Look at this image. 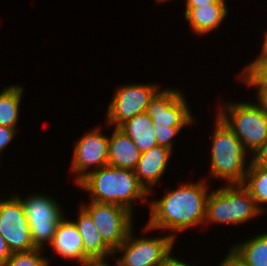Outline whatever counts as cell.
<instances>
[{"label":"cell","mask_w":267,"mask_h":266,"mask_svg":"<svg viewBox=\"0 0 267 266\" xmlns=\"http://www.w3.org/2000/svg\"><path fill=\"white\" fill-rule=\"evenodd\" d=\"M141 157L134 142L118 127H114L108 143V165L133 170Z\"/></svg>","instance_id":"e0dca14e"},{"label":"cell","mask_w":267,"mask_h":266,"mask_svg":"<svg viewBox=\"0 0 267 266\" xmlns=\"http://www.w3.org/2000/svg\"><path fill=\"white\" fill-rule=\"evenodd\" d=\"M166 1H171V0H156L155 2H157V4H161V3H164Z\"/></svg>","instance_id":"d6a6232c"},{"label":"cell","mask_w":267,"mask_h":266,"mask_svg":"<svg viewBox=\"0 0 267 266\" xmlns=\"http://www.w3.org/2000/svg\"><path fill=\"white\" fill-rule=\"evenodd\" d=\"M176 89H160L146 108V114L153 122L157 144L172 151L174 137L183 128L196 124L184 93Z\"/></svg>","instance_id":"3957f363"},{"label":"cell","mask_w":267,"mask_h":266,"mask_svg":"<svg viewBox=\"0 0 267 266\" xmlns=\"http://www.w3.org/2000/svg\"><path fill=\"white\" fill-rule=\"evenodd\" d=\"M102 132L96 127L75 141L70 170L76 184L88 173L108 165L109 136Z\"/></svg>","instance_id":"7c38bea8"},{"label":"cell","mask_w":267,"mask_h":266,"mask_svg":"<svg viewBox=\"0 0 267 266\" xmlns=\"http://www.w3.org/2000/svg\"><path fill=\"white\" fill-rule=\"evenodd\" d=\"M138 147L141 153L157 146L152 119L146 112L128 119L118 127Z\"/></svg>","instance_id":"ac0fdd59"},{"label":"cell","mask_w":267,"mask_h":266,"mask_svg":"<svg viewBox=\"0 0 267 266\" xmlns=\"http://www.w3.org/2000/svg\"><path fill=\"white\" fill-rule=\"evenodd\" d=\"M214 123L215 128L210 136L212 144L209 176L225 180V185L243 184L251 162V158H246L249 153L217 115Z\"/></svg>","instance_id":"277c9868"},{"label":"cell","mask_w":267,"mask_h":266,"mask_svg":"<svg viewBox=\"0 0 267 266\" xmlns=\"http://www.w3.org/2000/svg\"><path fill=\"white\" fill-rule=\"evenodd\" d=\"M17 132V128H9L0 125V156L7 145L9 146V144H11L10 142L14 139Z\"/></svg>","instance_id":"cb8c5ba5"},{"label":"cell","mask_w":267,"mask_h":266,"mask_svg":"<svg viewBox=\"0 0 267 266\" xmlns=\"http://www.w3.org/2000/svg\"><path fill=\"white\" fill-rule=\"evenodd\" d=\"M49 247L63 259L75 261L81 266L89 259L83 251L82 237L77 226L73 220L66 217L58 223Z\"/></svg>","instance_id":"5bb4252c"},{"label":"cell","mask_w":267,"mask_h":266,"mask_svg":"<svg viewBox=\"0 0 267 266\" xmlns=\"http://www.w3.org/2000/svg\"><path fill=\"white\" fill-rule=\"evenodd\" d=\"M77 213L73 221L82 237L84 253L89 258H115L114 250L103 240L89 213L81 205Z\"/></svg>","instance_id":"2e32d148"},{"label":"cell","mask_w":267,"mask_h":266,"mask_svg":"<svg viewBox=\"0 0 267 266\" xmlns=\"http://www.w3.org/2000/svg\"><path fill=\"white\" fill-rule=\"evenodd\" d=\"M107 258H89L86 263H84L82 266H117V261L116 264L111 265L110 262H107ZM110 263V264H109Z\"/></svg>","instance_id":"4dcf8cb0"},{"label":"cell","mask_w":267,"mask_h":266,"mask_svg":"<svg viewBox=\"0 0 267 266\" xmlns=\"http://www.w3.org/2000/svg\"><path fill=\"white\" fill-rule=\"evenodd\" d=\"M244 241L233 244L229 250L247 266H267V232Z\"/></svg>","instance_id":"d6986e66"},{"label":"cell","mask_w":267,"mask_h":266,"mask_svg":"<svg viewBox=\"0 0 267 266\" xmlns=\"http://www.w3.org/2000/svg\"><path fill=\"white\" fill-rule=\"evenodd\" d=\"M260 53L251 62H267V30H265L264 41Z\"/></svg>","instance_id":"f546056e"},{"label":"cell","mask_w":267,"mask_h":266,"mask_svg":"<svg viewBox=\"0 0 267 266\" xmlns=\"http://www.w3.org/2000/svg\"><path fill=\"white\" fill-rule=\"evenodd\" d=\"M77 186L89 193L90 201L117 204L132 213L135 203L137 205L142 200L148 203L147 197L150 196L133 170L110 165L88 173Z\"/></svg>","instance_id":"7a4b0ae2"},{"label":"cell","mask_w":267,"mask_h":266,"mask_svg":"<svg viewBox=\"0 0 267 266\" xmlns=\"http://www.w3.org/2000/svg\"><path fill=\"white\" fill-rule=\"evenodd\" d=\"M24 86L9 85L0 92V125L17 128Z\"/></svg>","instance_id":"ffe728a7"},{"label":"cell","mask_w":267,"mask_h":266,"mask_svg":"<svg viewBox=\"0 0 267 266\" xmlns=\"http://www.w3.org/2000/svg\"><path fill=\"white\" fill-rule=\"evenodd\" d=\"M42 250L35 249L29 252L12 253L3 266H51L50 259L41 253Z\"/></svg>","instance_id":"7402d4cb"},{"label":"cell","mask_w":267,"mask_h":266,"mask_svg":"<svg viewBox=\"0 0 267 266\" xmlns=\"http://www.w3.org/2000/svg\"><path fill=\"white\" fill-rule=\"evenodd\" d=\"M130 231L127 239L115 251L122 255L117 258L120 266H161L165 258L174 250L176 241L169 235L138 238Z\"/></svg>","instance_id":"ba28073f"},{"label":"cell","mask_w":267,"mask_h":266,"mask_svg":"<svg viewBox=\"0 0 267 266\" xmlns=\"http://www.w3.org/2000/svg\"><path fill=\"white\" fill-rule=\"evenodd\" d=\"M227 101L219 104L216 115L240 139L245 150L253 157L267 140V113L256 103Z\"/></svg>","instance_id":"8992f818"},{"label":"cell","mask_w":267,"mask_h":266,"mask_svg":"<svg viewBox=\"0 0 267 266\" xmlns=\"http://www.w3.org/2000/svg\"><path fill=\"white\" fill-rule=\"evenodd\" d=\"M89 213L103 240L115 251L134 228L133 213L113 203H80Z\"/></svg>","instance_id":"9c48e42d"},{"label":"cell","mask_w":267,"mask_h":266,"mask_svg":"<svg viewBox=\"0 0 267 266\" xmlns=\"http://www.w3.org/2000/svg\"><path fill=\"white\" fill-rule=\"evenodd\" d=\"M172 152L166 147L157 145L141 153L134 172L149 194H152L153 188L160 183L162 176H164L168 163H170Z\"/></svg>","instance_id":"4fadbf2b"},{"label":"cell","mask_w":267,"mask_h":266,"mask_svg":"<svg viewBox=\"0 0 267 266\" xmlns=\"http://www.w3.org/2000/svg\"><path fill=\"white\" fill-rule=\"evenodd\" d=\"M25 216L29 222L31 238L36 249H43L51 244L58 223L67 215L53 196L33 193L22 198Z\"/></svg>","instance_id":"52a82bcc"},{"label":"cell","mask_w":267,"mask_h":266,"mask_svg":"<svg viewBox=\"0 0 267 266\" xmlns=\"http://www.w3.org/2000/svg\"><path fill=\"white\" fill-rule=\"evenodd\" d=\"M159 90L160 86L156 83H128L118 86L106 110V124L119 127L128 119L146 112L150 100Z\"/></svg>","instance_id":"30bf717a"},{"label":"cell","mask_w":267,"mask_h":266,"mask_svg":"<svg viewBox=\"0 0 267 266\" xmlns=\"http://www.w3.org/2000/svg\"><path fill=\"white\" fill-rule=\"evenodd\" d=\"M243 68L239 78L245 85H267V62H249Z\"/></svg>","instance_id":"603a6c76"},{"label":"cell","mask_w":267,"mask_h":266,"mask_svg":"<svg viewBox=\"0 0 267 266\" xmlns=\"http://www.w3.org/2000/svg\"><path fill=\"white\" fill-rule=\"evenodd\" d=\"M263 214L250 192L242 184L219 186L210 191L204 225H241Z\"/></svg>","instance_id":"5b68a950"},{"label":"cell","mask_w":267,"mask_h":266,"mask_svg":"<svg viewBox=\"0 0 267 266\" xmlns=\"http://www.w3.org/2000/svg\"><path fill=\"white\" fill-rule=\"evenodd\" d=\"M218 266H247L239 260L230 250L227 255L221 260Z\"/></svg>","instance_id":"484cf974"},{"label":"cell","mask_w":267,"mask_h":266,"mask_svg":"<svg viewBox=\"0 0 267 266\" xmlns=\"http://www.w3.org/2000/svg\"><path fill=\"white\" fill-rule=\"evenodd\" d=\"M172 252L165 258L164 262L161 266H193L186 261L177 259L176 257L172 256Z\"/></svg>","instance_id":"f1b7e54d"},{"label":"cell","mask_w":267,"mask_h":266,"mask_svg":"<svg viewBox=\"0 0 267 266\" xmlns=\"http://www.w3.org/2000/svg\"><path fill=\"white\" fill-rule=\"evenodd\" d=\"M226 2H216L199 7H186L184 17L197 36H203L219 29L229 14Z\"/></svg>","instance_id":"9a60e30c"},{"label":"cell","mask_w":267,"mask_h":266,"mask_svg":"<svg viewBox=\"0 0 267 266\" xmlns=\"http://www.w3.org/2000/svg\"><path fill=\"white\" fill-rule=\"evenodd\" d=\"M0 235L5 239L12 253L35 250L29 222L21 200L15 194L0 197Z\"/></svg>","instance_id":"8fae6325"},{"label":"cell","mask_w":267,"mask_h":266,"mask_svg":"<svg viewBox=\"0 0 267 266\" xmlns=\"http://www.w3.org/2000/svg\"><path fill=\"white\" fill-rule=\"evenodd\" d=\"M242 185L250 192L258 209L262 213L267 212V167L257 164L251 158V162Z\"/></svg>","instance_id":"44dd1931"},{"label":"cell","mask_w":267,"mask_h":266,"mask_svg":"<svg viewBox=\"0 0 267 266\" xmlns=\"http://www.w3.org/2000/svg\"><path fill=\"white\" fill-rule=\"evenodd\" d=\"M12 252L10 251L7 242L0 235V266H3L4 263L10 258Z\"/></svg>","instance_id":"83f0119b"},{"label":"cell","mask_w":267,"mask_h":266,"mask_svg":"<svg viewBox=\"0 0 267 266\" xmlns=\"http://www.w3.org/2000/svg\"><path fill=\"white\" fill-rule=\"evenodd\" d=\"M185 7H199L216 2H226L225 0H185Z\"/></svg>","instance_id":"1f68e13d"},{"label":"cell","mask_w":267,"mask_h":266,"mask_svg":"<svg viewBox=\"0 0 267 266\" xmlns=\"http://www.w3.org/2000/svg\"><path fill=\"white\" fill-rule=\"evenodd\" d=\"M248 87H255L256 88V101L254 103H257L256 105L267 113V85H246Z\"/></svg>","instance_id":"d4e9b609"},{"label":"cell","mask_w":267,"mask_h":266,"mask_svg":"<svg viewBox=\"0 0 267 266\" xmlns=\"http://www.w3.org/2000/svg\"><path fill=\"white\" fill-rule=\"evenodd\" d=\"M205 180L181 183L161 199L149 201L150 216L143 229L145 234L155 230L170 231L168 234L176 241L178 233L203 225L210 194Z\"/></svg>","instance_id":"6da1fadb"},{"label":"cell","mask_w":267,"mask_h":266,"mask_svg":"<svg viewBox=\"0 0 267 266\" xmlns=\"http://www.w3.org/2000/svg\"><path fill=\"white\" fill-rule=\"evenodd\" d=\"M257 164L267 167V140L263 143L262 147L251 157Z\"/></svg>","instance_id":"4316f807"}]
</instances>
